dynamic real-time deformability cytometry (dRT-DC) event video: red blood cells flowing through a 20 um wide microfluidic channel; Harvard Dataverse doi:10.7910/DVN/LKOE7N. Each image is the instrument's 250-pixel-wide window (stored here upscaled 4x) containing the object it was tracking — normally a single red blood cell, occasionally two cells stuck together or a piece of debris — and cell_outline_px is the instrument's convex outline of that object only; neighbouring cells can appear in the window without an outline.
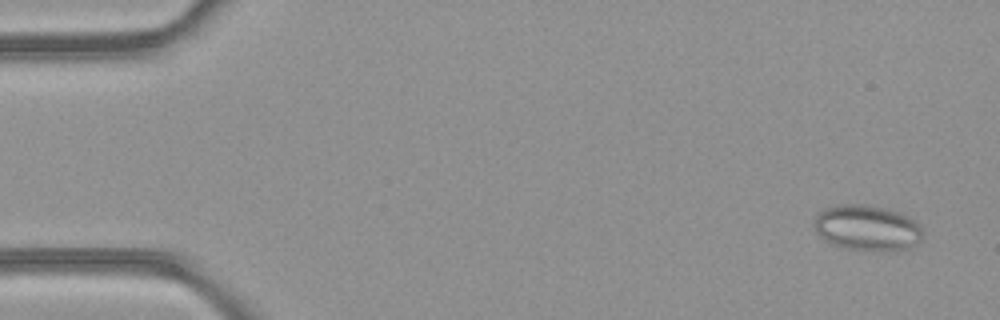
{"species": "common noctule bat (a hibernating species)", "species_latin": "Nyctalus noctula", "temperature_condition": "room temperature", "stored_images_in_passage": 49, "camera_frame_rate_fps": 3000, "um_per_image_px": 0.085, "animal": {"sex": "female", "body_mass_g": 21.9}, "frame": {"image": 1, "passage_image": 3, "time_ms": 0.667, "image_size_px": [1000, 320], "cell_outline_px": [[920, 240], [916, 244], [908, 248], [896, 252], [848, 248], [832, 244], [824, 240], [816, 232], [812, 224], [816, 212], [824, 208], [840, 204], [868, 204], [900, 212], [908, 216], [920, 228]], "centroid_in_image_um": [73.64, 19.36], "position_along_channel_um": 11.4, "area_um2": 29.02}}
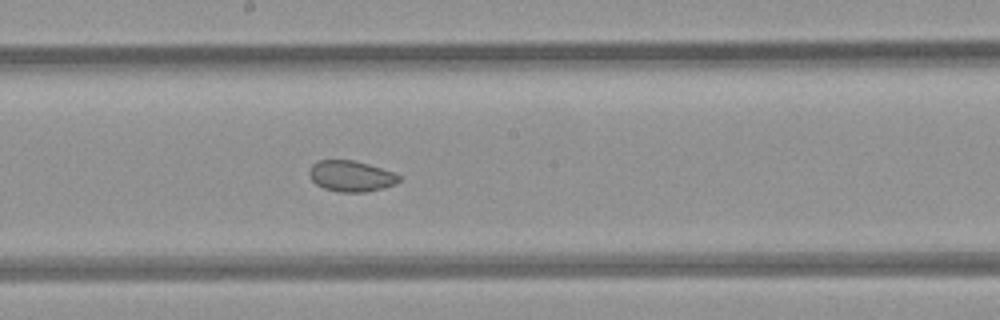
{"frame": {"image": 2, "passage_image": 27, "time_ms": 8.667, "image_size_px": [1000, 320], "cell_outline_px": [[400, 180], [396, 184], [384, 188], [364, 192], [340, 192], [324, 188], [316, 184], [312, 180], [308, 172], [312, 164], [320, 160], [352, 160], [368, 164], [396, 172], [400, 176]], "centroid_in_image_um": [29.86, 14.97], "position_along_channel_um": 218.3, "area_um2": 16.24}}
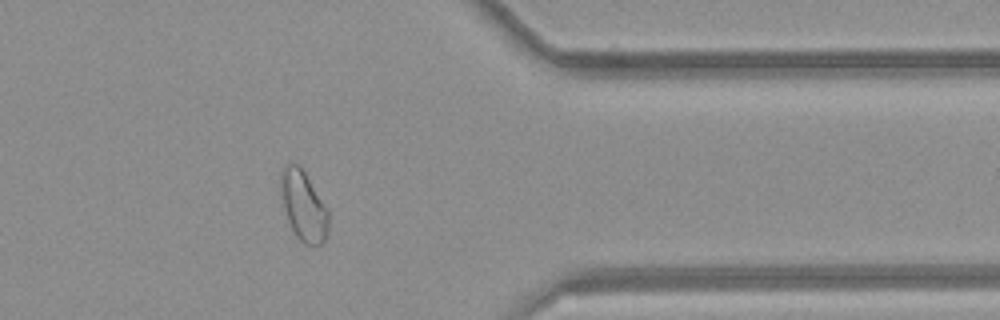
{"frame": {"image": 3, "passage_image": 40, "time_ms": 13.0, "image_size_px": [1000, 320], "cell_outline_px": [[328, 232], [324, 240], [320, 244], [304, 244], [296, 236], [288, 220], [284, 208], [280, 188], [280, 172], [288, 164], [296, 164], [304, 172], [328, 212]], "centroid_in_image_um": [25.77, 17.52], "position_along_channel_um": 385.6, "area_um2": 18.79}, "authors_computed_cell_mechanics": {"area_um2": 21.2126, "velocity_mm_per_s": 4.2443, "shape_relaxation_time_tau1_ms": null, "shape_relaxation_time_tau2_ms": 4.0626, "deformation_change_tau1": null, "deformation_change_tau2": 0.0659}}